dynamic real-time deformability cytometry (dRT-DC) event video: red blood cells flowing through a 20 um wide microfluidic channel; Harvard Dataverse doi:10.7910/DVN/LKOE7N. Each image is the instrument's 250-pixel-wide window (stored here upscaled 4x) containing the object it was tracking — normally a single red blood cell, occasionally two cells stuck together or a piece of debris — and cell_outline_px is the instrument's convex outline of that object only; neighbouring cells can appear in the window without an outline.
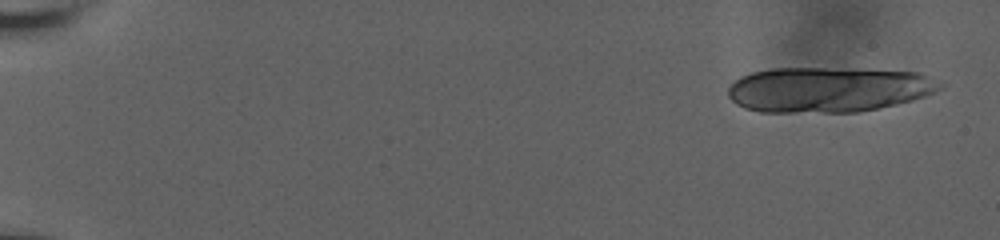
{"species": "human", "species_latin": "Homo sapiens", "temperature_condition": "room temperature", "stored_images_in_passage": 10, "camera_frame_rate_fps": 3000, "um_per_image_px": 0.085, "donor": {"sex": "male"}, "frame": {"image": 1, "passage_image": 1, "time_ms": 0.0, "image_size_px": [1000, 240], "cell_outline_px": [[944, 88], [924, 96], [912, 100], [896, 104], [856, 112], [760, 112], [744, 108], [736, 104], [728, 96], [728, 88], [740, 76], [752, 72], [772, 68], [824, 68], [920, 72], [944, 84]], "centroid_in_image_um": [70.39, 7.61], "position_along_channel_um": 14.6, "area_um2": 55.83}}